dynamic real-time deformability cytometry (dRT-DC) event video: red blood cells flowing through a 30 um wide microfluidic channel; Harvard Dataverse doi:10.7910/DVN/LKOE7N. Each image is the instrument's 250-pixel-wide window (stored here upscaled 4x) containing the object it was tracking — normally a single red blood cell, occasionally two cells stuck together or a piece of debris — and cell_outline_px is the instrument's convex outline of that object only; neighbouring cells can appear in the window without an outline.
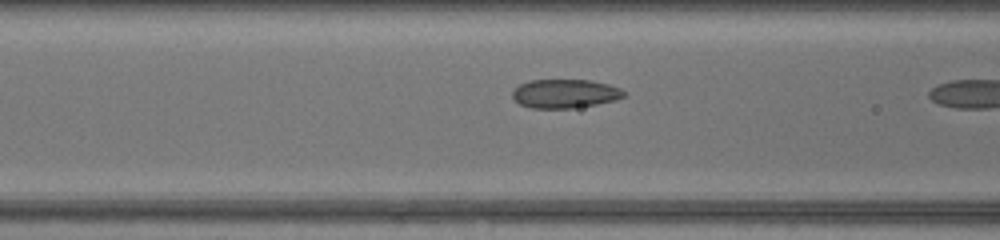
{"species": "common noctule bat (a hibernating species)", "species_latin": "Nyctalus noctula", "temperature_condition": "warm", "stored_images_in_passage": 10, "camera_frame_rate_fps": 3000, "um_per_image_px": 0.085, "animal": {"sex": "female", "body_mass_g": 17.0, "forearm_length_mm": 48.0}, "frame": {"image": 1, "passage_image": 9, "time_ms": 2.667, "image_size_px": [1000, 240], "cell_outline_px": [[624, 96], [612, 100], [596, 104], [572, 108], [532, 108], [520, 104], [512, 96], [512, 92], [520, 84], [528, 80], [588, 80], [608, 84], [620, 88], [624, 92]], "centroid_in_image_um": [47.98, 7.95], "position_along_channel_um": 118.6, "area_um2": 18.44}}